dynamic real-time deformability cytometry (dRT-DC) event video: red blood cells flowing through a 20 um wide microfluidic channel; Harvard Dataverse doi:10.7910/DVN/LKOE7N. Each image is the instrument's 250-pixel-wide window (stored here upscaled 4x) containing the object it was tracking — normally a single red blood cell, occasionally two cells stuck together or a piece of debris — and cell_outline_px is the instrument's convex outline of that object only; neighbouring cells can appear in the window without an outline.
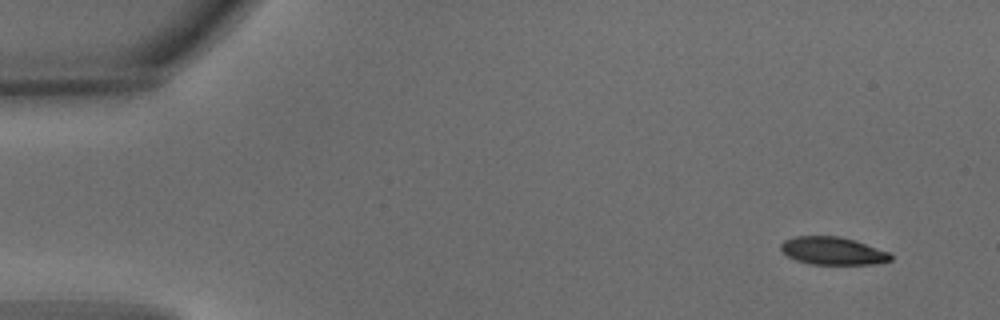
{"species": "common noctule bat (a hibernating species)", "species_latin": "Nyctalus noctula", "temperature_condition": "warm", "stored_images_in_passage": 4, "camera_frame_rate_fps": 3000, "um_per_image_px": 0.085, "animal": {"sex": "male", "body_mass_g": 15.6}, "frame": {"image": 1, "passage_image": 1, "time_ms": 0.0, "image_size_px": [1000, 320], "cell_outline_px": [[892, 260], [876, 264], [812, 264], [796, 260], [788, 256], [780, 248], [780, 244], [784, 240], [796, 236], [840, 236], [856, 240], [888, 252], [892, 256]], "centroid_in_image_um": [70.79, 21.32], "position_along_channel_um": 14.2, "area_um2": 17.74}}
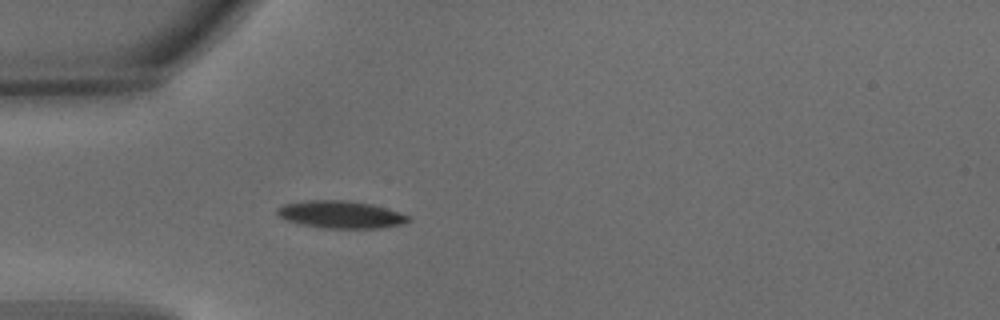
{"frame": {"image": 2, "passage_image": 4, "time_ms": 1.0, "image_size_px": [1000, 320], "cell_outline_px": [[412, 220], [404, 224], [380, 228], [324, 228], [300, 224], [288, 220], [280, 216], [276, 212], [276, 208], [284, 204], [304, 200], [348, 200], [372, 204], [400, 212], [412, 216]], "centroid_in_image_um": [29.01, 18.23], "position_along_channel_um": 56.0, "area_um2": 21.15}}